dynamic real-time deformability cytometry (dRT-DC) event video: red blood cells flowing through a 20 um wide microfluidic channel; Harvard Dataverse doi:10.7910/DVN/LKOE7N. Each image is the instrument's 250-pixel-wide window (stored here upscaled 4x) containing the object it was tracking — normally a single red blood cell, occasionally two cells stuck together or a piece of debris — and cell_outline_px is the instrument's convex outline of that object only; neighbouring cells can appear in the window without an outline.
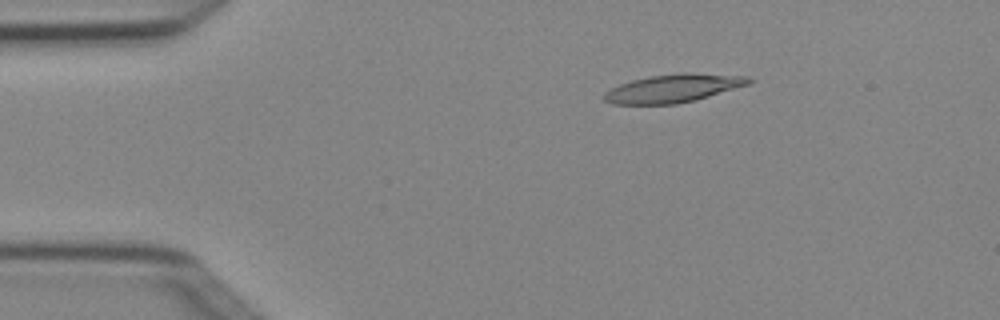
{"species": "Egyptian fruit bat (a non-hibernating species)", "species_latin": "Rousettus aegyptiacus", "temperature_condition": "cold", "stored_images_in_passage": 6, "camera_frame_rate_fps": 3000, "um_per_image_px": 0.085, "animal": {"sex": "female"}, "frame": {"image": 1, "passage_image": 3, "time_ms": 0.667, "image_size_px": [1000, 320], "cell_outline_px": [[752, 80], [748, 84], [696, 100], [676, 104], [612, 104], [604, 100], [604, 92], [620, 84], [632, 80], [652, 76], [680, 72], [688, 72], [748, 76]], "centroid_in_image_um": [57.22, 7.5], "position_along_channel_um": 27.8, "area_um2": 23.64}}
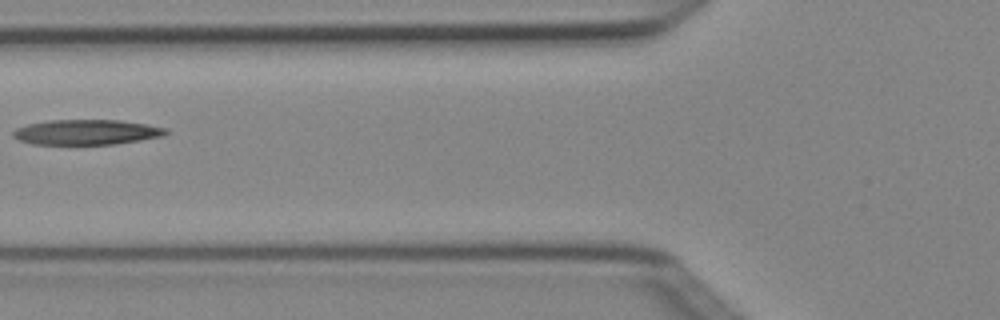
{"frame": {"image": 2, "passage_image": 6, "time_ms": 1.667, "image_size_px": [1000, 320], "cell_outline_px": [[168, 132], [164, 136], [116, 144], [32, 144], [20, 140], [12, 136], [12, 132], [16, 128], [28, 124], [48, 120], [120, 120], [168, 128]], "centroid_in_image_um": [7.36, 11.23], "position_along_channel_um": 118.4, "area_um2": 22.37}}